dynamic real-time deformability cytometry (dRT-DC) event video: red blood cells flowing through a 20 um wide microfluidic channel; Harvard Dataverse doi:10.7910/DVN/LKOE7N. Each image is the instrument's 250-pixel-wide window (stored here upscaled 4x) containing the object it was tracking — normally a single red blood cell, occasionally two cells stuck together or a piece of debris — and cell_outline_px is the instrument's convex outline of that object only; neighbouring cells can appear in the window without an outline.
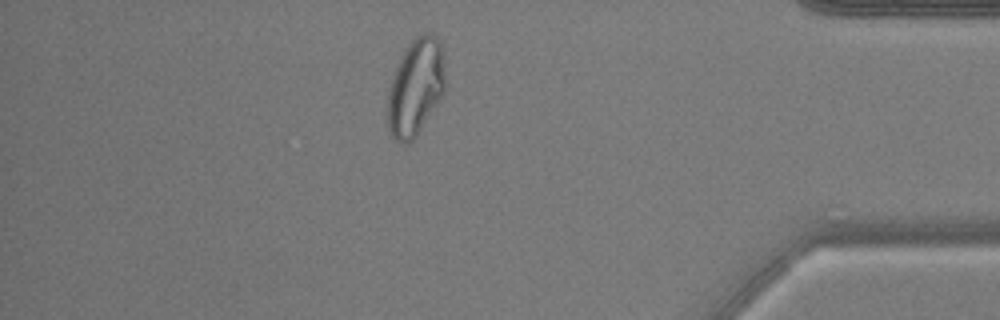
{"species": "common noctule bat (a hibernating species)", "species_latin": "Nyctalus noctula", "temperature_condition": "warm", "stored_images_in_passage": 47, "camera_frame_rate_fps": 3000, "um_per_image_px": 0.085, "animal": {"sex": "male", "body_mass_g": 17.9, "forearm_length_mm": 54.2}, "frame": {"image": 1, "passage_image": 40, "time_ms": 13.0, "image_size_px": [1000, 320], "cell_outline_px": [[444, 96], [416, 136], [412, 140], [404, 144], [396, 140], [392, 136], [388, 128], [388, 88], [392, 72], [400, 56], [408, 44], [420, 32], [428, 32], [436, 36], [440, 44], [444, 64]], "centroid_in_image_um": [35.32, 7.39], "position_along_channel_um": 399.9, "area_um2": 32.95}}
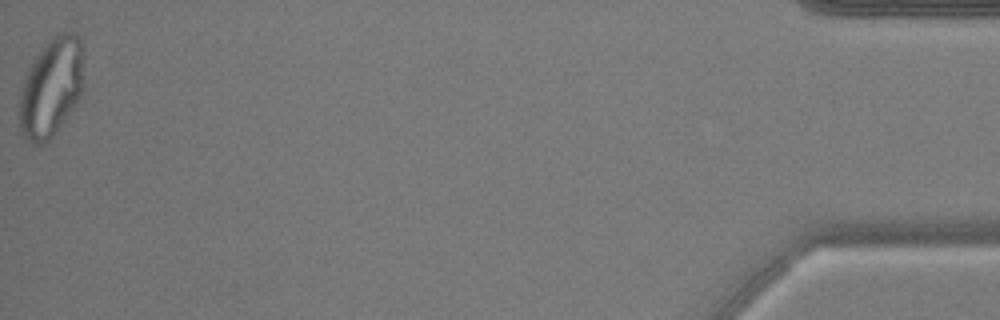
{"frame": {"image": 2, "passage_image": 47, "time_ms": 15.333, "image_size_px": [1000, 320], "cell_outline_px": [[80, 96], [56, 132], [44, 144], [36, 144], [28, 140], [20, 132], [20, 88], [28, 68], [36, 56], [48, 40], [52, 36], [60, 32], [72, 32], [80, 40]], "centroid_in_image_um": [4.28, 7.46], "position_along_channel_um": 430.9, "area_um2": 35.95}}